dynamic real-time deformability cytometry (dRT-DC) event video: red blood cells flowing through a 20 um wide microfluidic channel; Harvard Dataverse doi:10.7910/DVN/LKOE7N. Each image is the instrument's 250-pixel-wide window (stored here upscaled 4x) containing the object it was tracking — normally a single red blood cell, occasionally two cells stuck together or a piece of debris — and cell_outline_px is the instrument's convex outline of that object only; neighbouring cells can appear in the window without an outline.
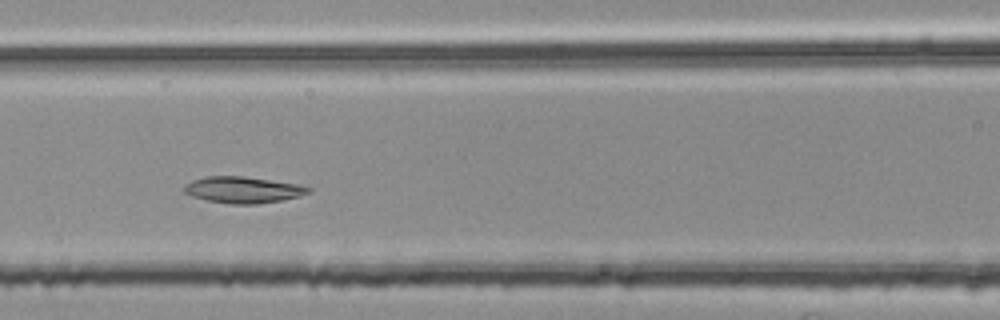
{"species": "common noctule bat (a hibernating species)", "species_latin": "Nyctalus noctula", "temperature_condition": "room temperature", "stored_images_in_passage": 43, "camera_frame_rate_fps": 3000, "um_per_image_px": 0.085, "animal": {"sex": "female", "body_mass_g": 25.1}, "frame": {"image": 1, "passage_image": 17, "time_ms": 5.333, "image_size_px": [1000, 320], "cell_outline_px": [[312, 192], [284, 200], [256, 204], [228, 204], [204, 200], [192, 196], [184, 192], [184, 188], [192, 180], [204, 176], [244, 176], [300, 184], [312, 188]], "centroid_in_image_um": [20.69, 16.14], "position_along_channel_um": 145.9, "area_um2": 19.31}}
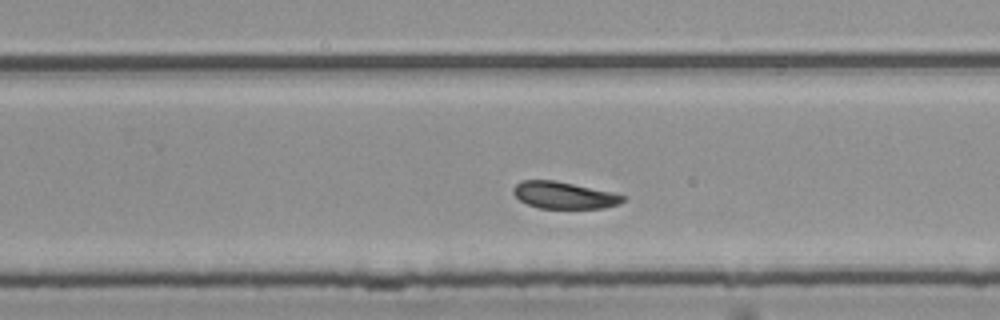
{"frame": {"image": 2, "passage_image": 28, "time_ms": 9.0, "image_size_px": [1000, 320], "cell_outline_px": [[624, 200], [620, 204], [604, 208], [540, 208], [528, 204], [520, 200], [512, 192], [512, 188], [520, 180], [556, 180], [612, 192], [624, 196]], "centroid_in_image_um": [47.92, 16.58], "position_along_channel_um": 281.9, "area_um2": 17.17}}
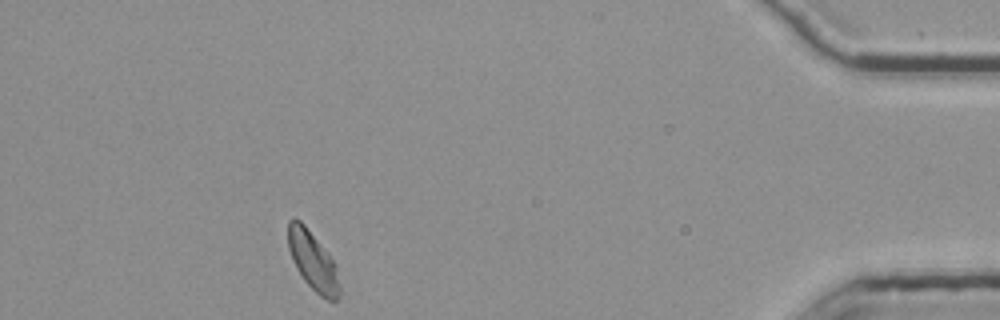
{"frame": {"image": 3, "passage_image": 43, "time_ms": 14.0, "image_size_px": [1000, 320], "cell_outline_px": [[340, 292], [336, 300], [332, 304], [320, 296], [304, 280], [296, 268], [292, 260], [288, 248], [288, 220], [300, 220], [304, 224], [328, 252], [336, 264], [340, 284]], "centroid_in_image_um": [26.62, 22.22], "position_along_channel_um": 408.6, "area_um2": 17.8}, "authors_computed_cell_mechanics": {"area_um2": 18.3804, "velocity_mm_per_s": 3.7235, "shape_relaxation_time_tau1_ms": 3.2788, "shape_relaxation_time_tau2_ms": null, "deformation_change_tau1": 0.0856, "deformation_change_tau2": null}}